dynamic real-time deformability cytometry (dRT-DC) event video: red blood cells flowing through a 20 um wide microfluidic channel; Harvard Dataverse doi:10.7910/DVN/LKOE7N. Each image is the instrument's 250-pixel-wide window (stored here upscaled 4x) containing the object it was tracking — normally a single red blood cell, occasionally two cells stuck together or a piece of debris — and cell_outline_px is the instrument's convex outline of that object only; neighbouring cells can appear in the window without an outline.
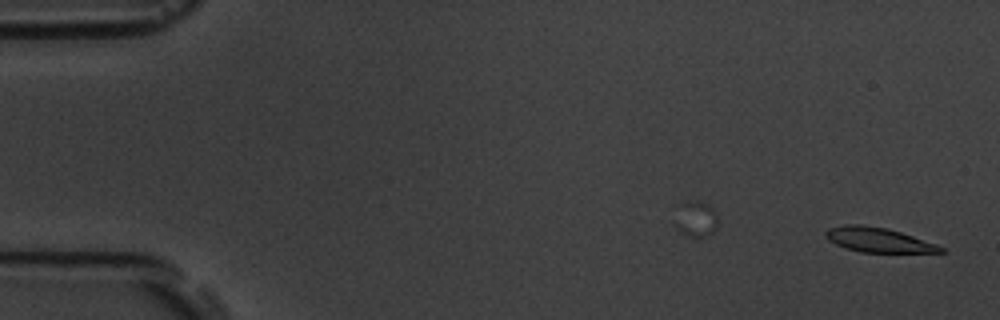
{"species": "common noctule bat (a hibernating species)", "species_latin": "Nyctalus noctula", "temperature_condition": "room temperature", "stored_images_in_passage": 52, "camera_frame_rate_fps": 3000, "um_per_image_px": 0.085, "animal": {"sex": "male", "body_mass_g": 19.5, "forearm_length_mm": 54.6}, "frame": {"image": 1, "passage_image": 1, "time_ms": 0.0, "image_size_px": [1000, 320], "cell_outline_px": [[948, 252], [860, 252], [844, 248], [828, 240], [824, 236], [824, 232], [828, 228], [844, 224], [860, 224], [888, 228], [936, 244], [944, 248]], "centroid_in_image_um": [74.6, 20.38], "position_along_channel_um": 10.4, "area_um2": 16.53}}
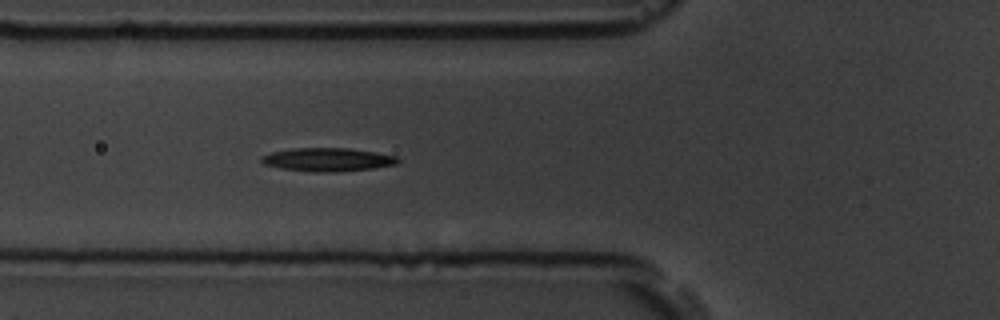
{"frame": {"image": 2, "passage_image": 19, "time_ms": 6.0, "image_size_px": [1000, 320], "cell_outline_px": [[400, 160], [396, 164], [372, 168], [336, 172], [316, 172], [280, 168], [264, 164], [260, 160], [260, 156], [272, 152], [292, 148], [348, 148], [396, 156]], "centroid_in_image_um": [27.81, 13.56], "position_along_channel_um": 98.0, "area_um2": 18.44}}
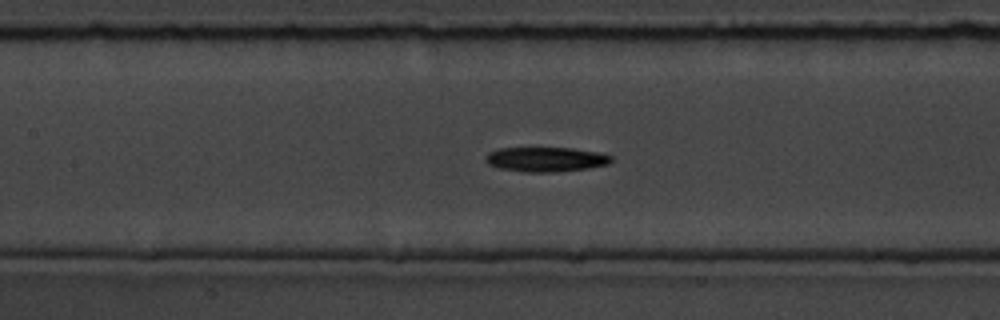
{"frame": {"image": 3, "passage_image": 24, "time_ms": 7.667, "image_size_px": [1000, 320], "cell_outline_px": [[612, 160], [608, 164], [588, 168], [556, 172], [524, 172], [500, 168], [488, 164], [484, 160], [488, 152], [496, 148], [572, 148], [600, 152], [612, 156]], "centroid_in_image_um": [46.38, 13.54], "position_along_channel_um": 161.0, "area_um2": 18.15}, "authors_computed_cell_mechanics": {"area_um2": 17.4845, "velocity_mm_per_s": 3.762, "shape_relaxation_time_tau1_ms": 4.4516, "shape_relaxation_time_tau2_ms": null, "deformation_change_tau1": 0.1335, "deformation_change_tau2": null}}